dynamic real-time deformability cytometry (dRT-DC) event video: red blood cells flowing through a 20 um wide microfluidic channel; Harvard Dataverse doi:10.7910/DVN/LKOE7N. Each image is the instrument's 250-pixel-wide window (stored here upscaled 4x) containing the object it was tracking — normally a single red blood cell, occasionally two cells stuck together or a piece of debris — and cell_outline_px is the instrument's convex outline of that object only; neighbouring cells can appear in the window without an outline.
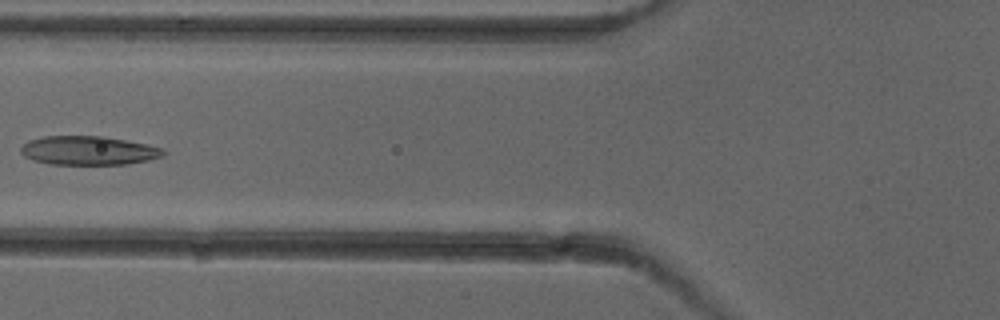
{"species": "common noctule bat (a hibernating species)", "species_latin": "Nyctalus noctula", "temperature_condition": "cold", "stored_images_in_passage": 7, "camera_frame_rate_fps": 3000, "um_per_image_px": 0.085, "animal": {"sex": "female"}, "frame": {"image": 1, "passage_image": 5, "time_ms": 4.667, "image_size_px": [1000, 320], "cell_outline_px": [[168, 152], [164, 156], [148, 160], [128, 164], [48, 164], [32, 160], [24, 156], [20, 152], [20, 148], [28, 140], [44, 136], [104, 136], [148, 144], [164, 148]], "centroid_in_image_um": [7.55, 12.79], "position_along_channel_um": 118.3, "area_um2": 24.28}}
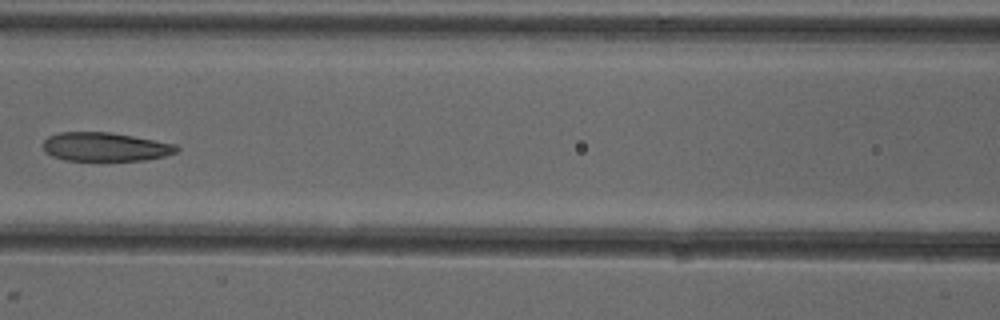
{"frame": {"image": 2, "passage_image": 6, "time_ms": 5.667, "image_size_px": [1000, 320], "cell_outline_px": [[180, 148], [176, 152], [164, 156], [144, 160], [64, 160], [52, 156], [44, 152], [44, 140], [48, 136], [60, 132], [108, 132], [132, 136], [176, 144]], "centroid_in_image_um": [8.92, 12.48], "position_along_channel_um": 157.7, "area_um2": 22.25}}
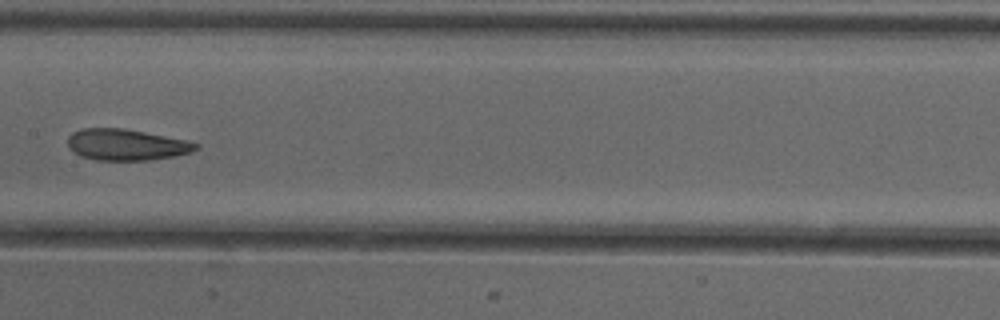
{"frame": {"image": 3, "passage_image": 7, "time_ms": 6.667, "image_size_px": [1000, 320], "cell_outline_px": [[200, 148], [176, 156], [152, 160], [96, 160], [80, 156], [68, 144], [68, 136], [72, 132], [84, 128], [124, 128], [188, 140], [200, 144]], "centroid_in_image_um": [10.78, 12.3], "position_along_channel_um": 196.6, "area_um2": 23.35}}